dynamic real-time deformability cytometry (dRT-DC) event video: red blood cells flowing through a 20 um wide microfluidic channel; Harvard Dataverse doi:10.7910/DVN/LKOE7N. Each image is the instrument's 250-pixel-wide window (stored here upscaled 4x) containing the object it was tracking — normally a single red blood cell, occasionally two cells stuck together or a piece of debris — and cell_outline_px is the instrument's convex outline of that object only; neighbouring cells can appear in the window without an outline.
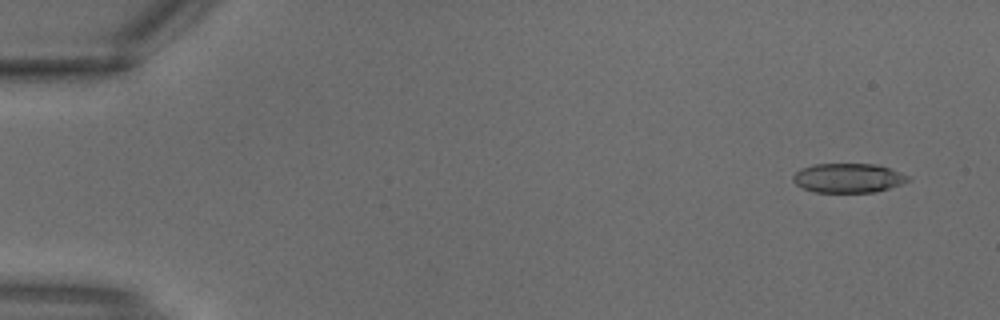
{"species": "common noctule bat (a hibernating species)", "species_latin": "Nyctalus noctula", "temperature_condition": "warm", "stored_images_in_passage": 3, "camera_frame_rate_fps": 3000, "um_per_image_px": 0.085, "animal": {"sex": "male", "body_mass_g": 18.8}, "frame": {"image": 1, "passage_image": 1, "time_ms": 0.0, "image_size_px": [1000, 320], "cell_outline_px": [[912, 180], [876, 192], [816, 192], [804, 188], [796, 184], [792, 180], [792, 176], [800, 168], [812, 164], [876, 164], [900, 172], [908, 176]], "centroid_in_image_um": [72.08, 15.12], "position_along_channel_um": 12.9, "area_um2": 19.59}}
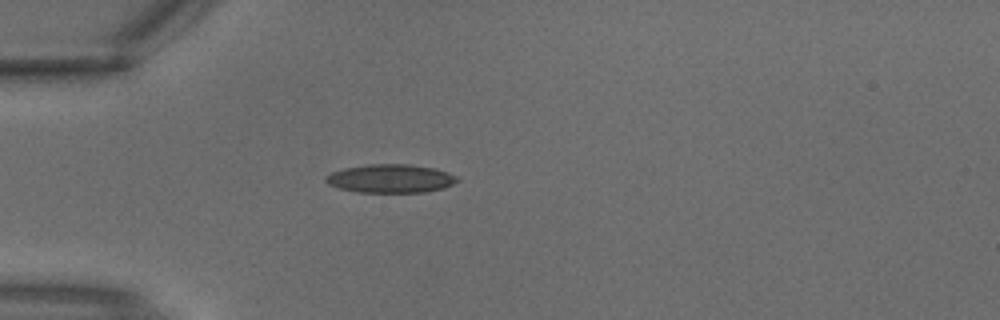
{"frame": {"image": 2, "passage_image": 3, "time_ms": 0.667, "image_size_px": [1000, 320], "cell_outline_px": [[460, 180], [444, 188], [424, 192], [356, 192], [340, 188], [328, 184], [324, 180], [324, 176], [332, 172], [344, 168], [368, 164], [408, 164], [436, 168], [448, 172], [456, 176]], "centroid_in_image_um": [33.2, 15.17], "position_along_channel_um": 51.8, "area_um2": 21.91}}